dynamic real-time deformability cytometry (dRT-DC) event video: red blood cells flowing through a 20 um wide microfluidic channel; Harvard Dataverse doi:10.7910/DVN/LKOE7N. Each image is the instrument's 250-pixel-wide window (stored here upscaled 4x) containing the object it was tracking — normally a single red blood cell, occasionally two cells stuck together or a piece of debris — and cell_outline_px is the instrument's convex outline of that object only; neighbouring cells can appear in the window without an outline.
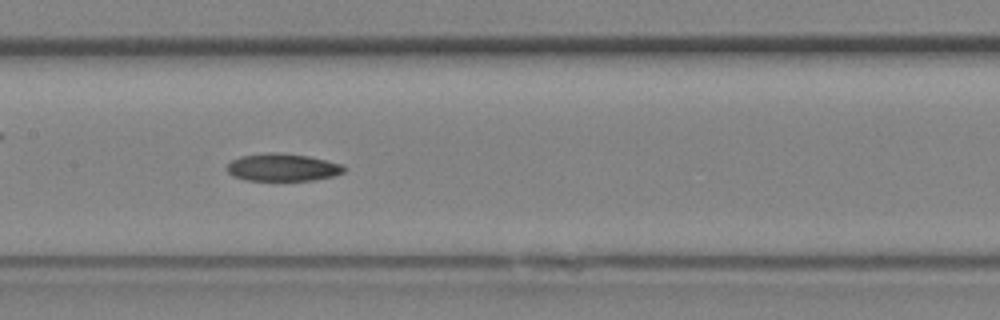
{"species": "Egyptian fruit bat (a non-hibernating species)", "species_latin": "Rousettus aegyptiacus", "temperature_condition": "room temperature", "stored_images_in_passage": 26, "camera_frame_rate_fps": 3000, "um_per_image_px": 0.085, "animal": {"sex": "female"}, "frame": {"image": 1, "passage_image": 12, "time_ms": 3.667, "image_size_px": [1000, 320], "cell_outline_px": [[348, 168], [344, 172], [332, 176], [312, 180], [244, 180], [232, 176], [228, 172], [228, 164], [232, 160], [240, 156], [268, 152], [280, 152], [308, 156], [328, 160], [344, 164]], "centroid_in_image_um": [24.05, 14.21], "position_along_channel_um": 183.3, "area_um2": 18.96}}
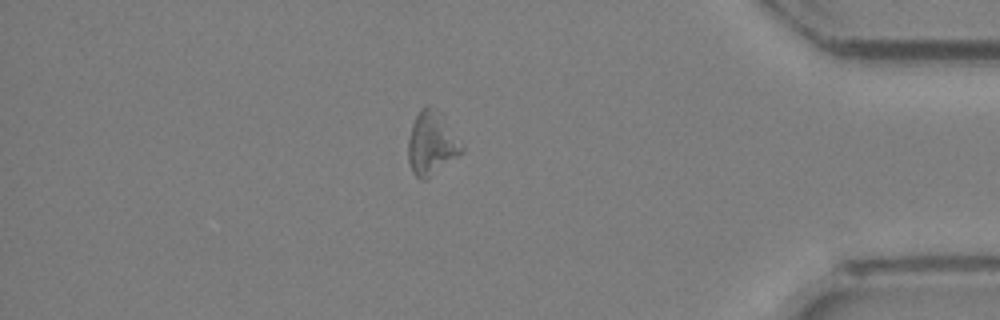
{"frame": {"image": 2, "passage_image": 26, "time_ms": 8.333, "image_size_px": [1000, 320], "cell_outline_px": [[464, 148], [456, 156], [424, 180], [420, 180], [412, 172], [408, 160], [408, 140], [412, 124], [420, 108], [428, 104], [440, 112]], "centroid_in_image_um": [36.63, 12.15], "position_along_channel_um": 398.6, "area_um2": 19.25}}